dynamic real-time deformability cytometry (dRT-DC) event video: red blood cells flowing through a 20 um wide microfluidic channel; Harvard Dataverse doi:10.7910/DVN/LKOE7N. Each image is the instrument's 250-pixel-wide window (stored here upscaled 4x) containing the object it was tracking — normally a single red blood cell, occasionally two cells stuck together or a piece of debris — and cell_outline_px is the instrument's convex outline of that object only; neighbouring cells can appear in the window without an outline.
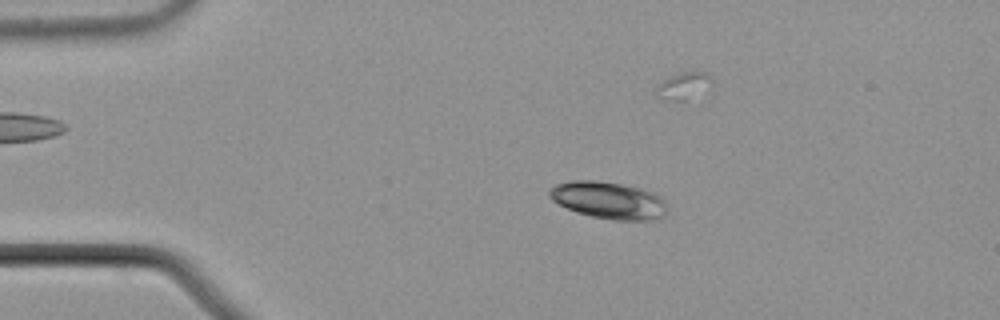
{"species": "common noctule bat (a hibernating species)", "species_latin": "Nyctalus noctula", "temperature_condition": "cold", "stored_images_in_passage": 46, "camera_frame_rate_fps": 3000, "um_per_image_px": 0.085, "animal": {"sex": "male", "body_mass_g": 21.5, "forearm_length_mm": 52.0}, "frame": {"image": 1, "passage_image": 1, "time_ms": 0.0, "image_size_px": [1000, 320], "cell_outline_px": [[664, 216], [648, 220], [612, 220], [592, 216], [576, 212], [552, 200], [548, 196], [548, 192], [556, 184], [572, 180], [596, 180], [620, 184], [640, 188], [652, 192], [660, 196], [664, 200]], "centroid_in_image_um": [51.69, 17.01], "position_along_channel_um": 33.3, "area_um2": 25.14}}
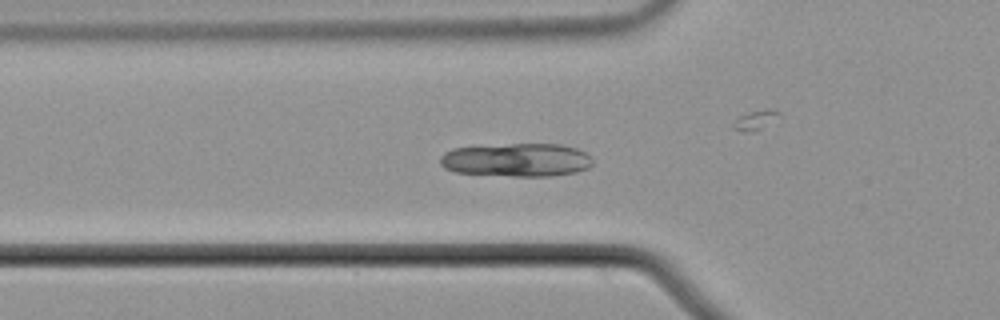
{"frame": {"image": 2, "passage_image": 9, "time_ms": 2.667, "image_size_px": [1000, 320], "cell_outline_px": [[592, 164], [588, 168], [576, 172], [552, 176], [512, 176], [456, 172], [444, 168], [440, 164], [440, 156], [444, 152], [452, 148], [512, 144], [560, 144], [576, 148], [592, 156]], "centroid_in_image_um": [43.92, 13.59], "position_along_channel_um": 81.9, "area_um2": 29.71}}
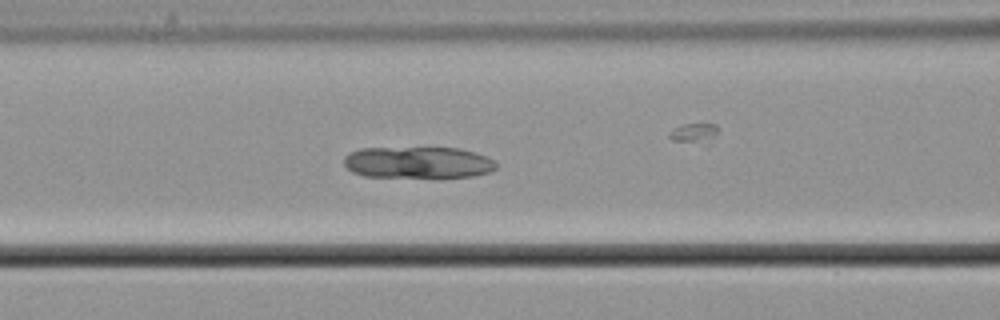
{"frame": {"image": 3, "passage_image": 13, "time_ms": 4.0, "image_size_px": [1000, 320], "cell_outline_px": [[496, 168], [488, 172], [472, 176], [364, 176], [352, 172], [344, 164], [344, 156], [348, 152], [360, 148], [460, 148], [476, 152], [488, 156], [496, 164]], "centroid_in_image_um": [35.5, 13.78], "position_along_channel_um": 131.1, "area_um2": 27.74}, "authors_computed_cell_mechanics": {"area_um2": 29.4202, "velocity_mm_per_s": 3.6921, "shape_relaxation_time_tau1_ms": null, "shape_relaxation_time_tau2_ms": 5.4452, "deformation_change_tau1": null, "deformation_change_tau2": 0.0745}}